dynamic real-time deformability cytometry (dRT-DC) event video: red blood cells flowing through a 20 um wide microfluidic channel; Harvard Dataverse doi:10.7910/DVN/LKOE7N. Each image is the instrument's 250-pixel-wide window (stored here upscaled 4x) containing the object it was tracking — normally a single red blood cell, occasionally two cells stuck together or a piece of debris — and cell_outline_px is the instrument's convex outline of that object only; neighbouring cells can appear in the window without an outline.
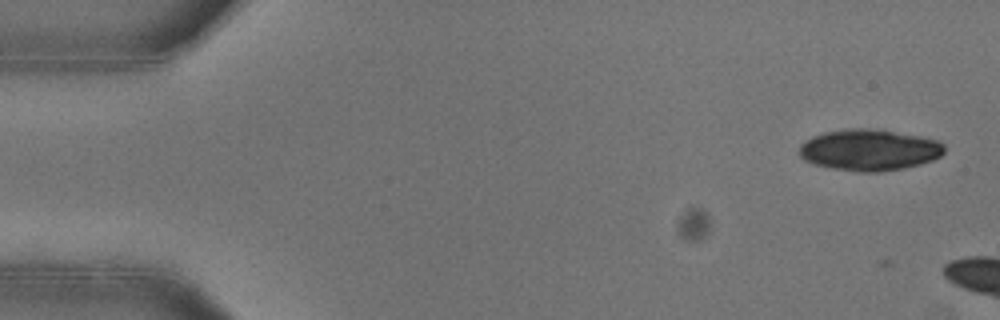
{"species": "common noctule bat (a hibernating species)", "species_latin": "Nyctalus noctula", "temperature_condition": "warm", "stored_images_in_passage": 10, "camera_frame_rate_fps": 3000, "um_per_image_px": 0.085, "animal": {"sex": "female"}, "frame": {"image": 1, "passage_image": 2, "time_ms": 0.333, "image_size_px": [1000, 320], "cell_outline_px": [[944, 152], [940, 156], [932, 160], [920, 164], [904, 168], [880, 172], [856, 172], [832, 168], [816, 164], [804, 160], [800, 156], [800, 144], [812, 136], [824, 132], [848, 128], [868, 128], [920, 136], [936, 140], [944, 144]], "centroid_in_image_um": [73.88, 12.75], "position_along_channel_um": 11.1, "area_um2": 34.85}}